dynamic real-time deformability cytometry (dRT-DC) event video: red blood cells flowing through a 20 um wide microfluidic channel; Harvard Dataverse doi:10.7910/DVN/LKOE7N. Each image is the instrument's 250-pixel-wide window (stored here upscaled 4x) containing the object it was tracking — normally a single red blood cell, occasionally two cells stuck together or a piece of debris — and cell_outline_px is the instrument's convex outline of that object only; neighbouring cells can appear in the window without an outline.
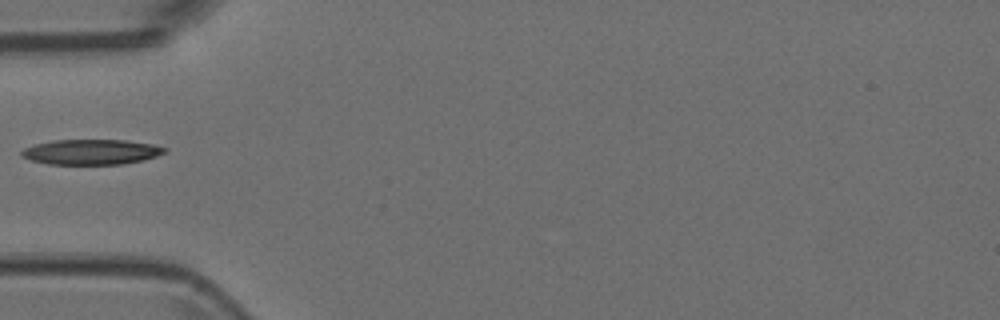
{"species": "Egyptian fruit bat (a non-hibernating species)", "species_latin": "Rousettus aegyptiacus", "temperature_condition": "room temperature", "stored_images_in_passage": 1, "camera_frame_rate_fps": 3000, "um_per_image_px": 0.085, "animal": {"sex": "female"}, "frame": {"image": 1, "passage_image": 1, "time_ms": 0.0, "image_size_px": [1000, 320], "cell_outline_px": [[168, 152], [144, 160], [120, 164], [48, 164], [32, 160], [20, 156], [20, 152], [24, 148], [36, 144], [52, 140], [128, 140], [156, 144], [168, 148]], "centroid_in_image_um": [7.81, 12.91], "position_along_channel_um": 77.2, "area_um2": 21.21}}